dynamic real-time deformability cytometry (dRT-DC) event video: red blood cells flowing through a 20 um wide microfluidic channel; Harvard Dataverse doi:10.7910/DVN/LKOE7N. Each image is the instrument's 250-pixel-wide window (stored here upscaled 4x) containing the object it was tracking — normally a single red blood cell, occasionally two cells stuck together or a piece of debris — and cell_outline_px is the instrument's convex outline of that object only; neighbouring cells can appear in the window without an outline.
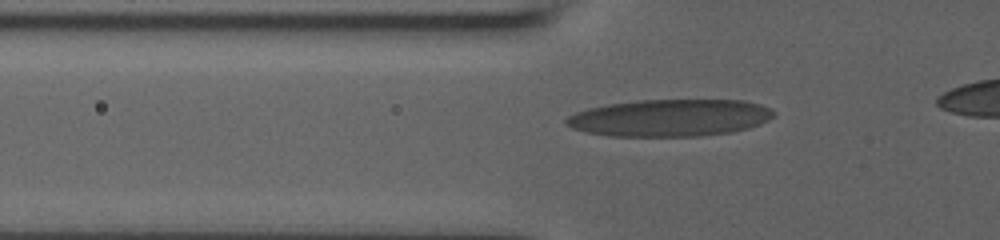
{"species": "human", "species_latin": "Homo sapiens", "temperature_condition": "room temperature", "stored_images_in_passage": 38, "camera_frame_rate_fps": 3000, "um_per_image_px": 0.085, "donor": {"sex": "male"}, "frame": {"image": 1, "passage_image": 8, "time_ms": 2.333, "image_size_px": [1000, 240], "cell_outline_px": [[776, 112], [768, 120], [760, 124], [748, 128], [728, 132], [700, 136], [612, 136], [588, 132], [572, 128], [564, 124], [564, 120], [568, 116], [576, 112], [588, 108], [608, 104], [636, 100], [744, 100], [760, 104], [772, 108]], "centroid_in_image_um": [56.94, 10.01], "position_along_channel_um": 68.9, "area_um2": 44.91}}
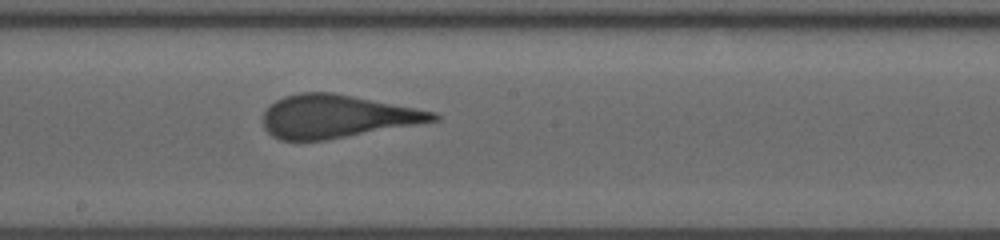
{"frame": {"image": 2, "passage_image": 20, "time_ms": 6.333, "image_size_px": [1000, 240], "cell_outline_px": [[440, 120], [324, 140], [280, 140], [272, 136], [264, 128], [264, 112], [276, 100], [284, 96], [300, 92], [332, 92], [436, 112], [440, 116]], "centroid_in_image_um": [28.61, 9.89], "position_along_channel_um": 219.6, "area_um2": 42.14}}
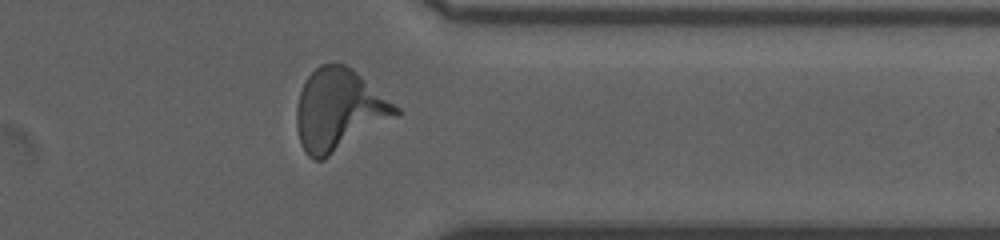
{"frame": {"image": 3, "passage_image": 33, "time_ms": 10.667, "image_size_px": [1000, 240], "cell_outline_px": [[400, 116], [324, 160], [312, 160], [304, 152], [300, 144], [296, 124], [296, 108], [300, 92], [304, 80], [320, 64], [344, 64], [352, 68], [400, 108]], "centroid_in_image_um": [28.81, 9.38], "position_along_channel_um": 382.6, "area_um2": 47.69}}